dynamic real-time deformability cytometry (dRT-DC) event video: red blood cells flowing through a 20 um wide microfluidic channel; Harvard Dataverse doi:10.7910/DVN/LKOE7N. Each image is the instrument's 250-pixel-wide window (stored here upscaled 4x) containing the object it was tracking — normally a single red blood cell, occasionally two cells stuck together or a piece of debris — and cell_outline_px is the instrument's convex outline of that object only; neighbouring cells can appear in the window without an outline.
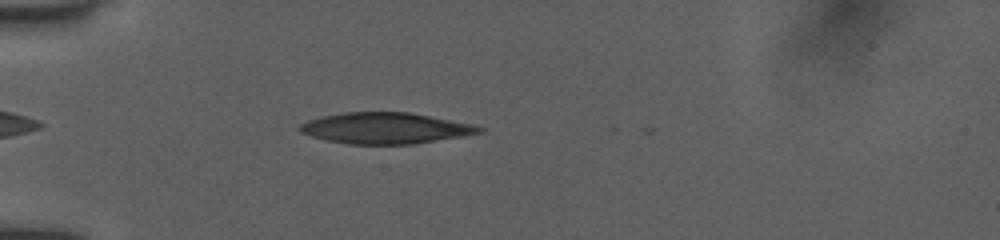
{"species": "human", "species_latin": "Homo sapiens", "temperature_condition": "room temperature", "stored_images_in_passage": 38, "camera_frame_rate_fps": 3000, "um_per_image_px": 0.085, "donor": {"sex": "female"}, "frame": {"image": 1, "passage_image": 4, "time_ms": 1.0, "image_size_px": [1000, 240], "cell_outline_px": [[484, 132], [412, 144], [348, 144], [328, 140], [312, 136], [300, 132], [296, 128], [300, 124], [308, 120], [324, 116], [344, 112], [408, 112], [472, 124], [484, 128]], "centroid_in_image_um": [32.72, 10.89], "position_along_channel_um": 52.3, "area_um2": 32.14}}
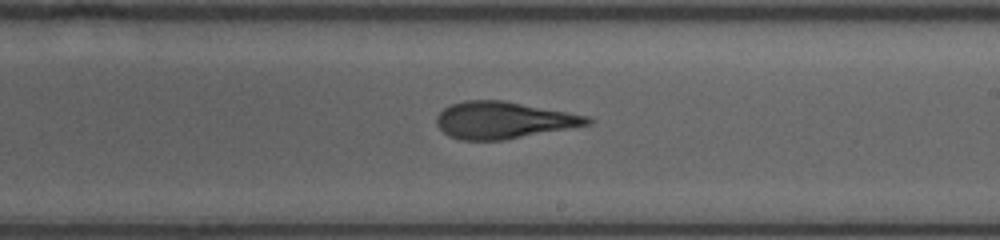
{"frame": {"image": 2, "passage_image": 18, "time_ms": 6.333, "image_size_px": [1000, 240], "cell_outline_px": [[596, 120], [592, 124], [504, 140], [460, 140], [448, 136], [436, 124], [436, 116], [444, 108], [452, 104], [464, 100], [504, 100], [588, 116]], "centroid_in_image_um": [42.79, 10.21], "position_along_channel_um": 246.2, "area_um2": 32.48}}
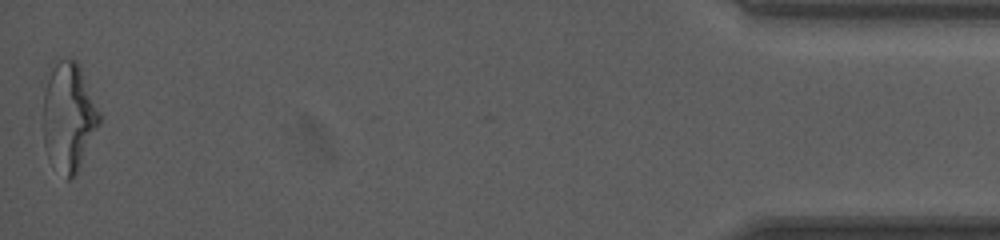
{"frame": {"image": 3, "passage_image": 38, "time_ms": 13.0, "image_size_px": [1000, 240], "cell_outline_px": [[100, 124], [76, 172], [68, 180], [44, 144], [44, 92], [48, 64], [52, 60], [76, 60], [80, 64], [100, 112]], "centroid_in_image_um": [5.85, 9.75], "position_along_channel_um": 429.4, "area_um2": 34.97}, "authors_computed_cell_mechanics": {"area_um2": 33.0038, "velocity_mm_per_s": 3.9759, "shape_relaxation_time_tau1_ms": 4.8187, "shape_relaxation_time_tau2_ms": 1.8408, "deformation_change_tau1": 0.1611, "deformation_change_tau2": 0.0962}}